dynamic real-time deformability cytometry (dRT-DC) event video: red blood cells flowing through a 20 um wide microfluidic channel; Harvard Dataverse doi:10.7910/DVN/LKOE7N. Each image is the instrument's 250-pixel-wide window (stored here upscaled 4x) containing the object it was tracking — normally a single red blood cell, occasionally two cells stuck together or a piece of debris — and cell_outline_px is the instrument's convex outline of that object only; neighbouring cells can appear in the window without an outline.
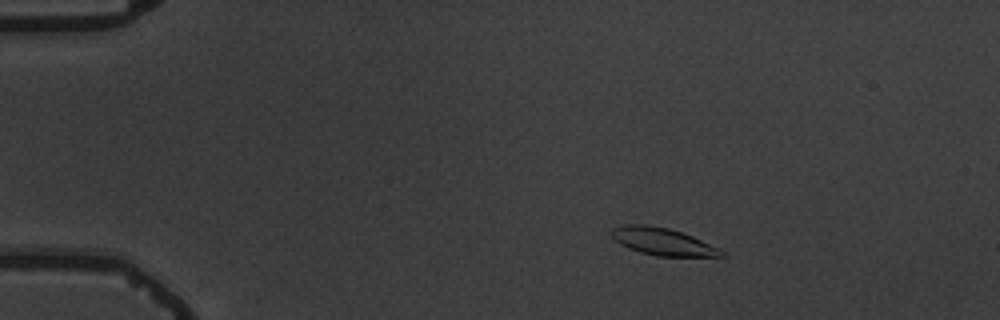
{"species": "common noctule bat (a hibernating species)", "species_latin": "Nyctalus noctula", "temperature_condition": "warm", "stored_images_in_passage": 4, "camera_frame_rate_fps": 3000, "um_per_image_px": 0.085, "animal": {"sex": "male", "body_mass_g": 19.5, "forearm_length_mm": 54.6}, "frame": {"image": 1, "passage_image": 2, "time_ms": 2.0, "image_size_px": [1000, 320], "cell_outline_px": [[728, 256], [656, 256], [640, 252], [628, 248], [620, 244], [612, 236], [612, 228], [624, 224], [648, 224], [668, 228], [692, 236], [720, 248]], "centroid_in_image_um": [56.33, 20.53], "position_along_channel_um": 28.7, "area_um2": 17.46}}